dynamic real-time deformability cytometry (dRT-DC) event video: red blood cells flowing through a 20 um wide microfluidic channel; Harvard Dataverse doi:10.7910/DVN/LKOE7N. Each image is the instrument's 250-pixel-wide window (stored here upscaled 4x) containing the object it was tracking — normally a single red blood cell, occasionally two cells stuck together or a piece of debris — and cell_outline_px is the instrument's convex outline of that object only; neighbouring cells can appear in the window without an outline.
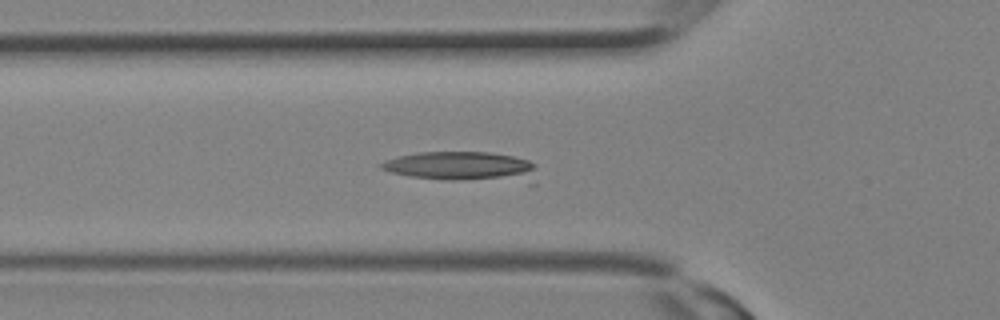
{"species": "Egyptian fruit bat (a non-hibernating species)", "species_latin": "Rousettus aegyptiacus", "temperature_condition": "room temperature", "stored_images_in_passage": 14, "camera_frame_rate_fps": 3000, "um_per_image_px": 0.085, "animal": {"sex": "female"}, "frame": {"image": 1, "passage_image": 10, "time_ms": 3.0, "image_size_px": [1000, 320], "cell_outline_px": [[536, 184], [528, 184], [452, 180], [408, 176], [392, 172], [380, 168], [380, 164], [388, 160], [400, 156], [420, 152], [488, 152], [512, 156], [528, 160], [536, 164]], "centroid_in_image_um": [39.49, 14.2], "position_along_channel_um": 86.3, "area_um2": 27.69}}
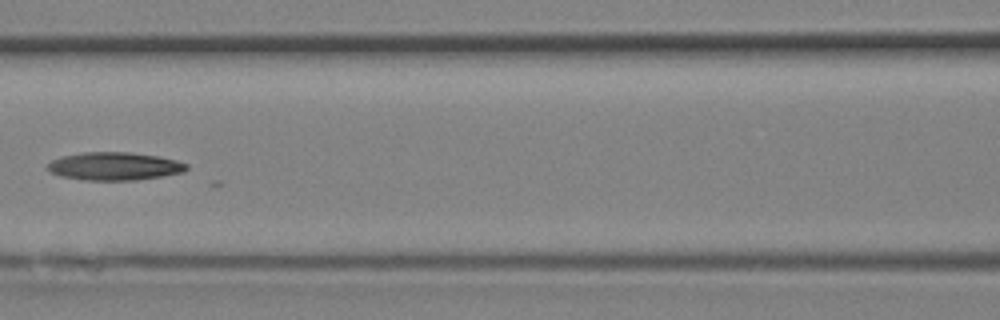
{"frame": {"image": 2, "passage_image": 13, "time_ms": 4.0, "image_size_px": [1000, 320], "cell_outline_px": [[188, 168], [184, 172], [136, 180], [84, 180], [64, 176], [52, 172], [48, 168], [48, 164], [52, 160], [64, 156], [80, 152], [132, 152], [160, 156], [176, 160], [188, 164]], "centroid_in_image_um": [9.78, 14.12], "position_along_channel_um": 156.8, "area_um2": 22.54}}